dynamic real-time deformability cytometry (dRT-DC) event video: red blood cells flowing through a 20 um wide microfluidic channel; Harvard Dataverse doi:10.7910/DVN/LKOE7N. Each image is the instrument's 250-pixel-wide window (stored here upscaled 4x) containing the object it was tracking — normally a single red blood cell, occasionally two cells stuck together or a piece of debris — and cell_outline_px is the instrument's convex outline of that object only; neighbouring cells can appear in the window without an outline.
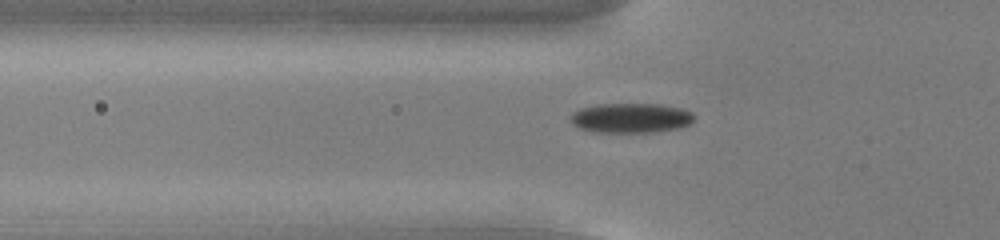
{"species": "common noctule bat (a hibernating species)", "species_latin": "Nyctalus noctula", "temperature_condition": "cold", "stored_images_in_passage": 56, "camera_frame_rate_fps": 3000, "um_per_image_px": 0.085, "animal": {"sex": "male", "body_mass_g": 13.0, "forearm_length_mm": 53.1}, "frame": {"image": 1, "passage_image": 20, "time_ms": 6.333, "image_size_px": [1000, 240], "cell_outline_px": [[696, 116], [688, 124], [676, 128], [652, 132], [596, 132], [580, 128], [572, 124], [572, 112], [580, 108], [596, 104], [660, 104], [684, 108], [692, 112]], "centroid_in_image_um": [53.63, 10.01], "position_along_channel_um": 72.2, "area_um2": 21.39}}
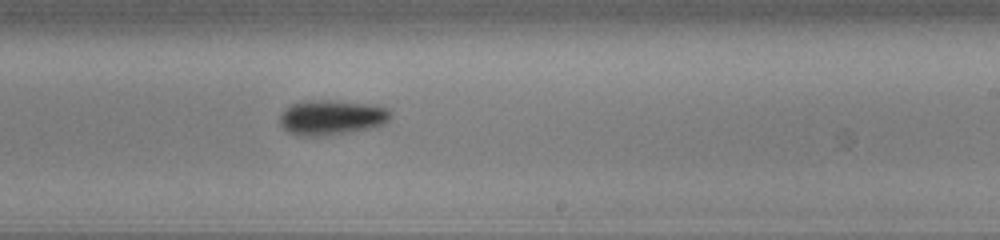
{"frame": {"image": 2, "passage_image": 35, "time_ms": 11.333, "image_size_px": [1000, 240], "cell_outline_px": [[392, 116], [384, 124], [372, 128], [352, 132], [324, 136], [296, 136], [288, 132], [280, 124], [280, 112], [288, 104], [300, 100], [332, 100], [380, 104], [388, 108], [392, 112]], "centroid_in_image_um": [28.19, 9.96], "position_along_channel_um": 260.8, "area_um2": 23.52}}
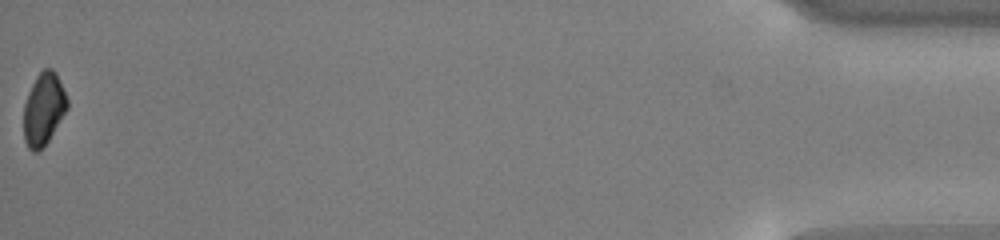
{"frame": {"image": 3, "passage_image": 56, "time_ms": 18.333, "image_size_px": [1000, 240], "cell_outline_px": [[68, 108], [48, 140], [36, 152], [32, 152], [28, 148], [24, 140], [24, 104], [28, 92], [36, 76], [44, 68], [52, 68], [56, 72], [68, 100]], "centroid_in_image_um": [3.7, 9.24], "position_along_channel_um": 431.5, "area_um2": 18.21}, "authors_computed_cell_mechanics": {"area_um2": 20.3745, "velocity_mm_per_s": 3.7838, "shape_relaxation_time_tau1_ms": 2.172, "shape_relaxation_time_tau2_ms": null, "deformation_change_tau1": 0.085, "deformation_change_tau2": null}}